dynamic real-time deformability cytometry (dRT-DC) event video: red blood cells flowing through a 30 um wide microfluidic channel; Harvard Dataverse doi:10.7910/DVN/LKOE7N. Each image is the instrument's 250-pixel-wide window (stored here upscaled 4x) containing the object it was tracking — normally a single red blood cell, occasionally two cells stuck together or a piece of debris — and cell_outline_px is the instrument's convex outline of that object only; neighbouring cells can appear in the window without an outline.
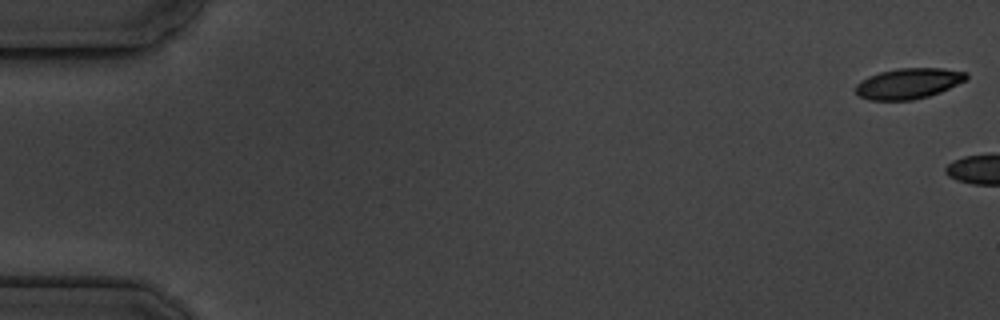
{"species": "common noctule bat (a hibernating species)", "species_latin": "Nyctalus noctula", "temperature_condition": "cold", "stored_images_in_passage": 3, "camera_frame_rate_fps": 3000, "um_per_image_px": 0.085, "animal": {"sex": "male", "body_mass_g": 19.5, "forearm_length_mm": 54.6}, "frame": {"image": 1, "passage_image": 1, "time_ms": 0.0, "image_size_px": [1000, 320], "cell_outline_px": [[968, 76], [964, 80], [940, 92], [928, 96], [912, 100], [868, 100], [860, 96], [856, 92], [856, 84], [860, 80], [868, 76], [880, 72], [896, 68], [940, 68], [968, 72]], "centroid_in_image_um": [77.18, 7.09], "position_along_channel_um": 7.8, "area_um2": 19.65}}